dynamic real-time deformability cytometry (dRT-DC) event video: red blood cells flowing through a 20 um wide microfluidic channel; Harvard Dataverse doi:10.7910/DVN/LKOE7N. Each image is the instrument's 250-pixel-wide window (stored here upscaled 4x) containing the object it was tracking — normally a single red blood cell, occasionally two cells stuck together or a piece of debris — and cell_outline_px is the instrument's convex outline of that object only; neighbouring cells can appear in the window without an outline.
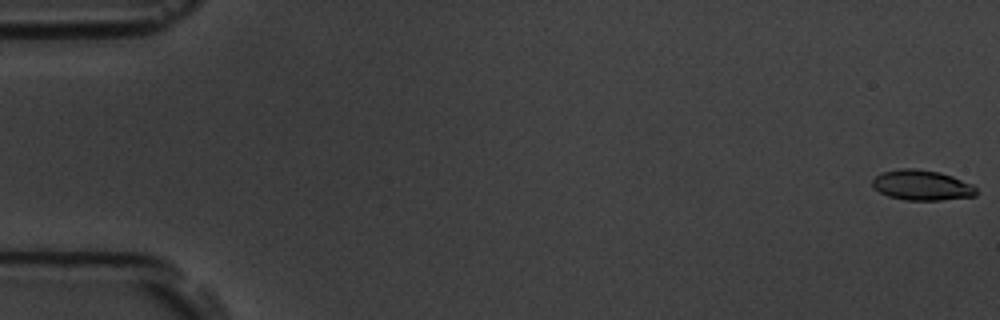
{"species": "common noctule bat (a hibernating species)", "species_latin": "Nyctalus noctula", "temperature_condition": "room temperature", "stored_images_in_passage": 18, "camera_frame_rate_fps": 3000, "um_per_image_px": 0.085, "animal": {"sex": "male", "body_mass_g": 19.5, "forearm_length_mm": 54.6}, "frame": {"image": 1, "passage_image": 1, "time_ms": 0.0, "image_size_px": [1000, 320], "cell_outline_px": [[976, 196], [940, 200], [904, 200], [888, 196], [872, 188], [872, 180], [876, 176], [884, 172], [900, 168], [912, 168], [940, 172], [952, 176], [972, 184], [976, 188]], "centroid_in_image_um": [78.34, 15.74], "position_along_channel_um": 6.7, "area_um2": 18.32}}
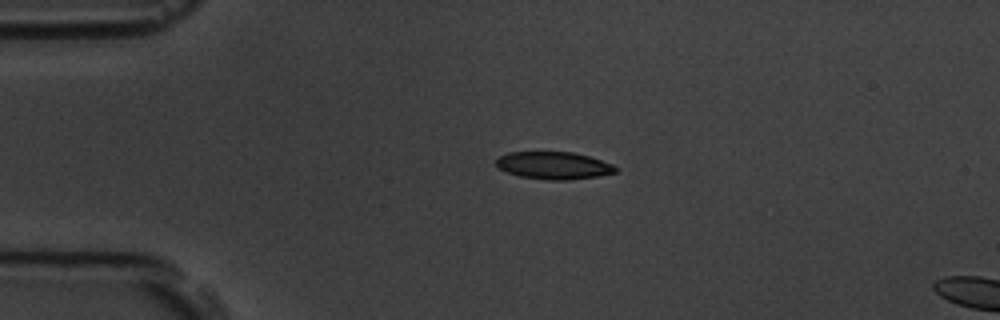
{"frame": {"image": 2, "passage_image": 13, "time_ms": 4.0, "image_size_px": [1000, 320], "cell_outline_px": [[616, 172], [596, 176], [568, 180], [548, 180], [520, 176], [496, 168], [496, 160], [500, 156], [508, 152], [572, 152], [588, 156], [612, 164], [616, 168]], "centroid_in_image_um": [47.02, 14.06], "position_along_channel_um": 38.0, "area_um2": 18.9}}